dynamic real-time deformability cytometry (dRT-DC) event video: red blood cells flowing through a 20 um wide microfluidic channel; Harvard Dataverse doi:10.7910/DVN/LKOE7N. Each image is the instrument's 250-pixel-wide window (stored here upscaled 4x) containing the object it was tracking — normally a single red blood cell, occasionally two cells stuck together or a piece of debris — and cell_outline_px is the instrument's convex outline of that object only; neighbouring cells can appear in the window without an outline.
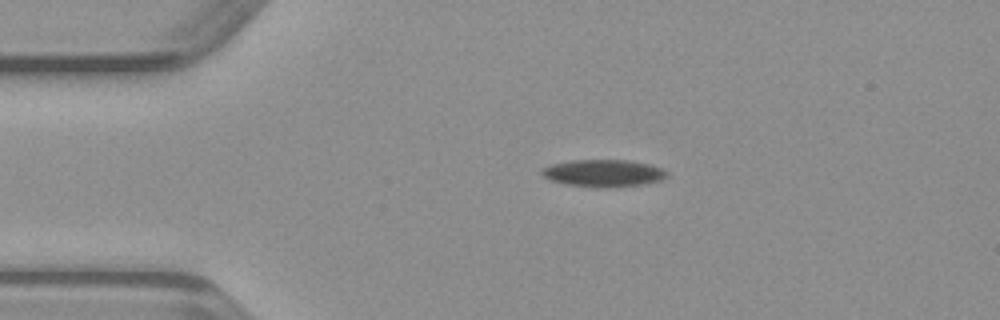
{"species": "common noctule bat (a hibernating species)", "species_latin": "Nyctalus noctula", "temperature_condition": "warm", "stored_images_in_passage": 48, "camera_frame_rate_fps": 3000, "um_per_image_px": 0.085, "animal": {"sex": "male", "body_mass_g": 23.1, "forearm_length_mm": 52.7}, "frame": {"image": 1, "passage_image": 9, "time_ms": 2.667, "image_size_px": [1000, 320], "cell_outline_px": [[668, 176], [660, 180], [644, 184], [616, 188], [596, 188], [568, 184], [552, 180], [544, 176], [540, 172], [544, 168], [552, 164], [572, 160], [624, 160], [648, 164], [664, 168], [668, 172]], "centroid_in_image_um": [51.35, 14.73], "position_along_channel_um": 33.7, "area_um2": 19.88}}
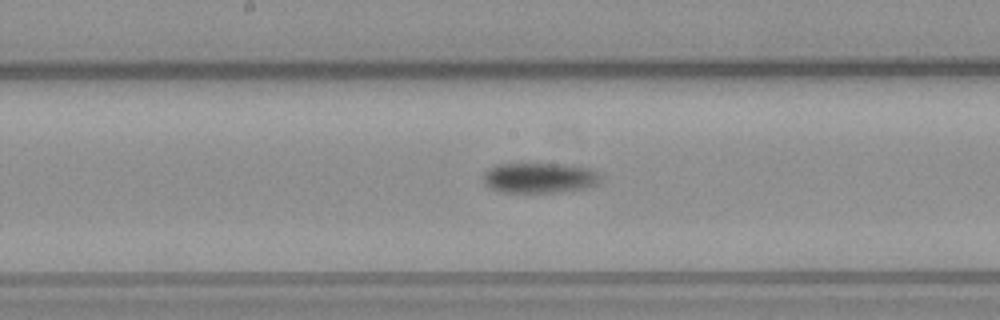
{"frame": {"image": 2, "passage_image": 24, "time_ms": 7.667, "image_size_px": [1000, 320], "cell_outline_px": [[600, 180], [596, 184], [588, 188], [556, 192], [500, 192], [484, 184], [484, 172], [496, 164], [556, 164], [588, 168], [596, 172], [600, 176]], "centroid_in_image_um": [45.83, 15.12], "position_along_channel_um": 202.4, "area_um2": 20.46}}
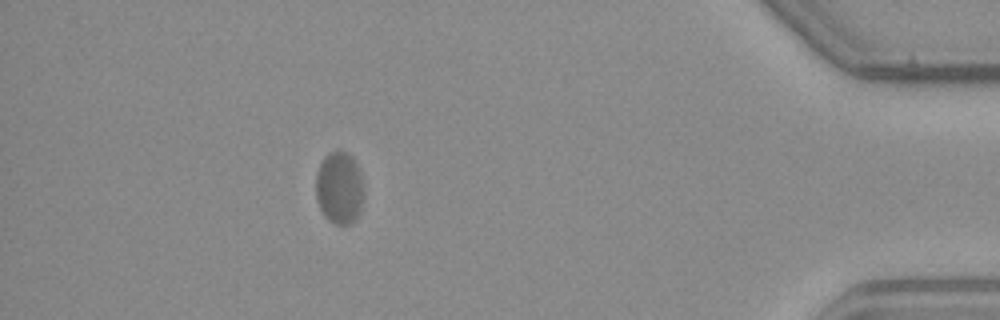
{"frame": {"image": 3, "passage_image": 43, "time_ms": 14.0, "image_size_px": [1000, 320], "cell_outline_px": [[364, 196], [360, 208], [356, 216], [348, 224], [336, 224], [328, 220], [320, 208], [316, 200], [316, 172], [324, 156], [328, 152], [336, 148], [348, 152], [352, 156], [360, 172], [364, 192]], "centroid_in_image_um": [28.83, 15.9], "position_along_channel_um": 406.4, "area_um2": 20.4}}